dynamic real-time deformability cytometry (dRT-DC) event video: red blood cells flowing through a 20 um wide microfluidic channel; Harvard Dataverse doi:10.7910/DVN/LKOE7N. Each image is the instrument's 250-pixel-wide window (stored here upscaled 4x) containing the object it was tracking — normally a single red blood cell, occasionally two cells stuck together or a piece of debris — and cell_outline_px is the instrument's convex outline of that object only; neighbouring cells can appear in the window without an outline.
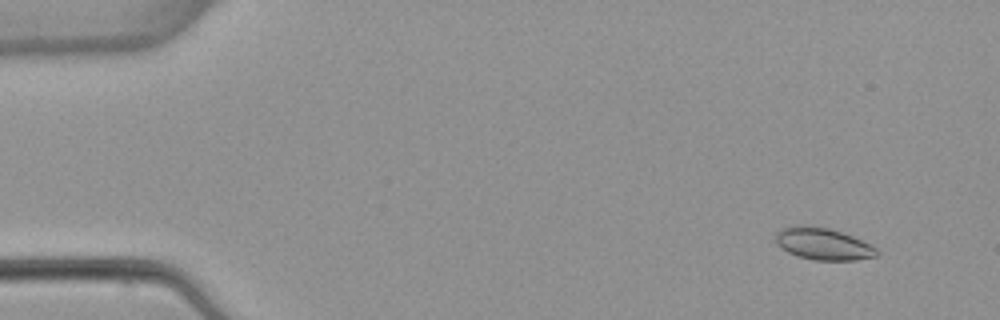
{"species": "common noctule bat (a hibernating species)", "species_latin": "Nyctalus noctula", "temperature_condition": "warm", "stored_images_in_passage": 5, "camera_frame_rate_fps": 3000, "um_per_image_px": 0.085, "animal": {"sex": "female", "body_mass_g": 22.7, "forearm_length_mm": 54.2}, "frame": {"image": 1, "passage_image": 2, "time_ms": 1.333, "image_size_px": [1000, 320], "cell_outline_px": [[880, 252], [876, 256], [856, 260], [816, 260], [796, 256], [788, 252], [776, 244], [776, 232], [780, 228], [800, 224], [828, 228], [852, 236], [876, 248]], "centroid_in_image_um": [69.92, 20.73], "position_along_channel_um": 15.1, "area_um2": 18.79}}
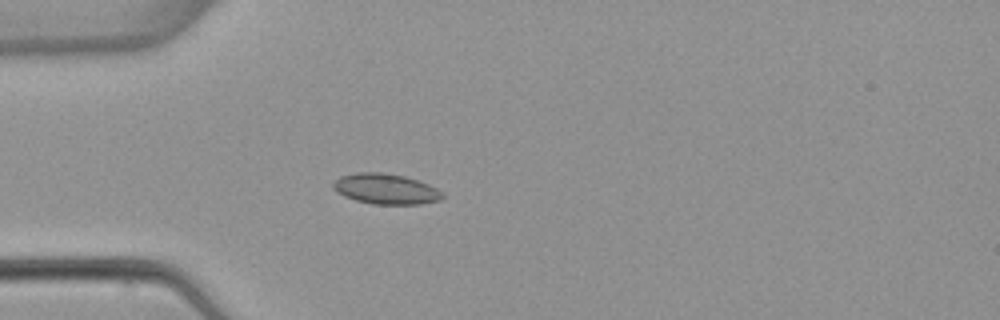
{"frame": {"image": 2, "passage_image": 5, "time_ms": 5.0, "image_size_px": [1000, 320], "cell_outline_px": [[444, 196], [440, 200], [420, 204], [372, 204], [356, 200], [344, 196], [336, 192], [332, 188], [332, 184], [340, 176], [356, 172], [384, 172], [404, 176], [428, 184], [444, 192]], "centroid_in_image_um": [32.78, 16.05], "position_along_channel_um": 52.2, "area_um2": 19.48}}